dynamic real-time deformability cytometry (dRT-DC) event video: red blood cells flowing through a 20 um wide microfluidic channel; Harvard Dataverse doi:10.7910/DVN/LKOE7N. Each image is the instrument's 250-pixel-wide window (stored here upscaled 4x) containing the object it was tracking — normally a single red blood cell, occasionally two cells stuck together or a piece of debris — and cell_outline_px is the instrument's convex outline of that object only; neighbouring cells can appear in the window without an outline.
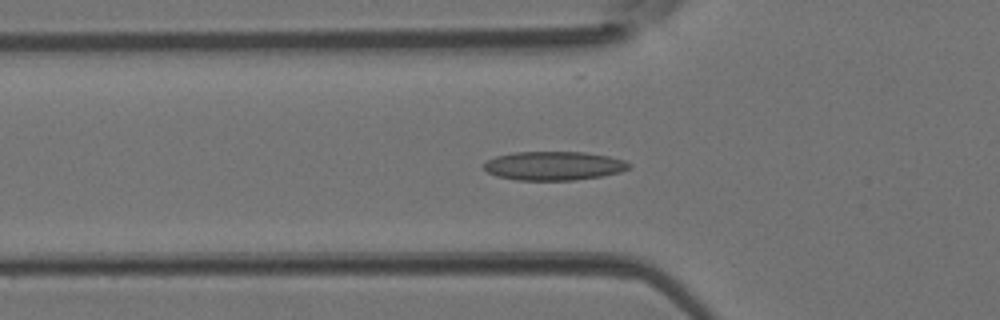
{"species": "Egyptian fruit bat (a non-hibernating species)", "species_latin": "Rousettus aegyptiacus", "temperature_condition": "room temperature", "stored_images_in_passage": 42, "segment_of_instrument_passage": [1, 2], "camera_frame_rate_fps": 3000, "um_per_image_px": 0.085, "animal": {"sex": "female"}, "frame": {"image": 1, "passage_image": 12, "time_ms": 3.667, "image_size_px": [1000, 320], "cell_outline_px": [[632, 164], [628, 168], [620, 172], [600, 176], [572, 180], [516, 180], [496, 176], [488, 172], [484, 168], [484, 164], [488, 160], [496, 156], [516, 152], [584, 152], [608, 156], [624, 160]], "centroid_in_image_um": [47.07, 14.09], "position_along_channel_um": 78.7, "area_um2": 24.22}}
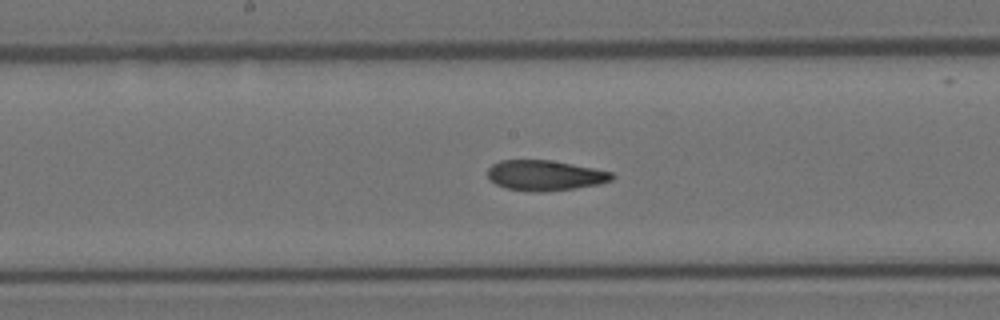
{"frame": {"image": 2, "passage_image": 20, "time_ms": 6.333, "image_size_px": [1000, 320], "cell_outline_px": [[616, 176], [612, 180], [600, 184], [576, 188], [544, 192], [540, 192], [504, 188], [496, 184], [488, 176], [488, 168], [492, 164], [500, 160], [552, 160], [612, 172]], "centroid_in_image_um": [46.34, 14.91], "position_along_channel_um": 201.9, "area_um2": 21.96}}
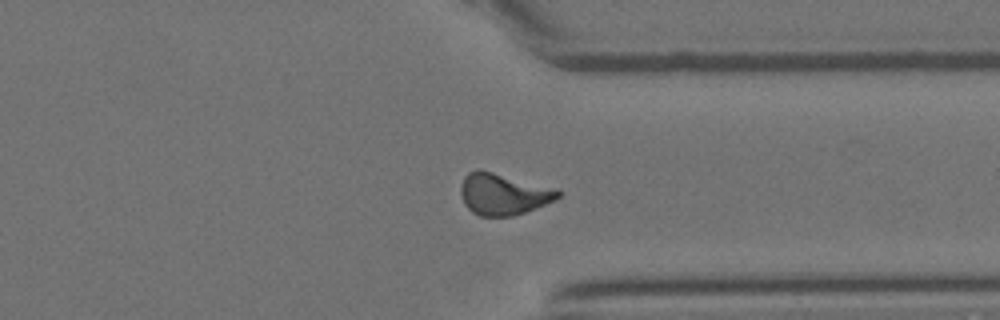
{"frame": {"image": 3, "passage_image": 31, "time_ms": 10.0, "image_size_px": [1000, 320], "cell_outline_px": [[560, 196], [556, 200], [524, 212], [512, 216], [480, 216], [472, 212], [464, 204], [460, 192], [460, 188], [464, 176], [468, 172], [476, 168], [480, 168], [556, 188], [560, 192]], "centroid_in_image_um": [42.75, 16.47], "position_along_channel_um": 368.6, "area_um2": 23.76}}